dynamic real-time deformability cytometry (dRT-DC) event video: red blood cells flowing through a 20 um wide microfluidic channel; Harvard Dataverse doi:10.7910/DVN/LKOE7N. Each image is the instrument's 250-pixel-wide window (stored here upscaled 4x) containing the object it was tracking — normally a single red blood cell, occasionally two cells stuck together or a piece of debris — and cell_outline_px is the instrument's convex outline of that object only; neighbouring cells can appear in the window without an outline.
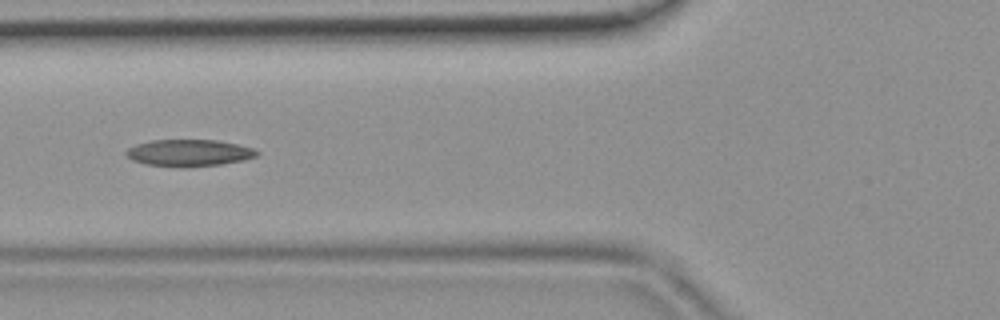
{"species": "common noctule bat (a hibernating species)", "species_latin": "Nyctalus noctula", "temperature_condition": "room temperature", "stored_images_in_passage": 40, "camera_frame_rate_fps": 3000, "um_per_image_px": 0.085, "animal": {"sex": "female", "body_mass_g": 19.9}, "frame": {"image": 1, "passage_image": 11, "time_ms": 3.333, "image_size_px": [1000, 320], "cell_outline_px": [[260, 152], [256, 156], [244, 160], [224, 164], [188, 168], [184, 168], [144, 164], [132, 160], [124, 152], [128, 148], [136, 144], [152, 140], [216, 140], [236, 144], [252, 148]], "centroid_in_image_um": [16.05, 13.01], "position_along_channel_um": 109.7, "area_um2": 20.63}}
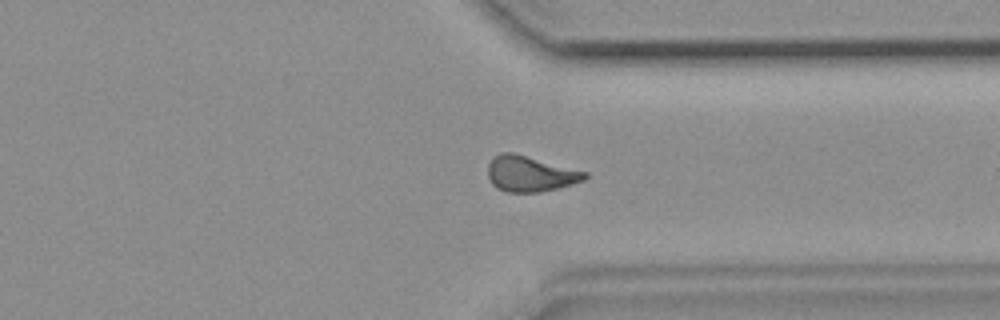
{"frame": {"image": 2, "passage_image": 29, "time_ms": 9.333, "image_size_px": [1000, 320], "cell_outline_px": [[588, 176], [584, 180], [572, 184], [540, 192], [508, 192], [496, 188], [492, 184], [488, 176], [488, 164], [500, 152], [512, 152], [588, 172]], "centroid_in_image_um": [45.06, 14.77], "position_along_channel_um": 366.3, "area_um2": 20.0}}
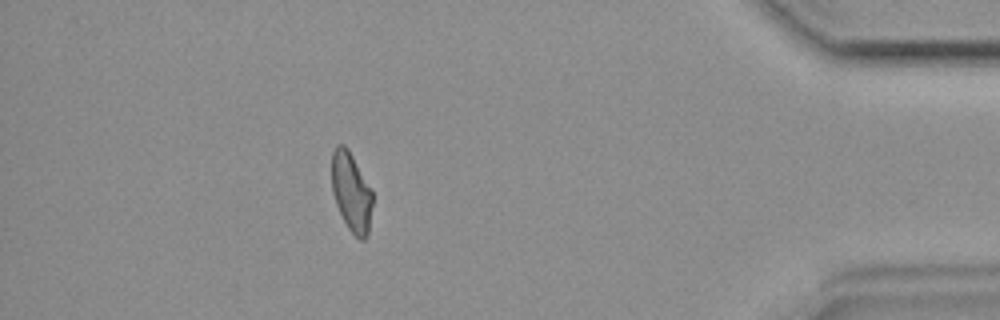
{"frame": {"image": 3, "passage_image": 35, "time_ms": 11.333, "image_size_px": [1000, 320], "cell_outline_px": [[372, 204], [368, 236], [364, 240], [360, 240], [348, 228], [336, 204], [332, 192], [332, 152], [336, 144], [344, 144], [348, 148], [372, 192]], "centroid_in_image_um": [29.85, 16.32], "position_along_channel_um": 405.4, "area_um2": 18.61}}